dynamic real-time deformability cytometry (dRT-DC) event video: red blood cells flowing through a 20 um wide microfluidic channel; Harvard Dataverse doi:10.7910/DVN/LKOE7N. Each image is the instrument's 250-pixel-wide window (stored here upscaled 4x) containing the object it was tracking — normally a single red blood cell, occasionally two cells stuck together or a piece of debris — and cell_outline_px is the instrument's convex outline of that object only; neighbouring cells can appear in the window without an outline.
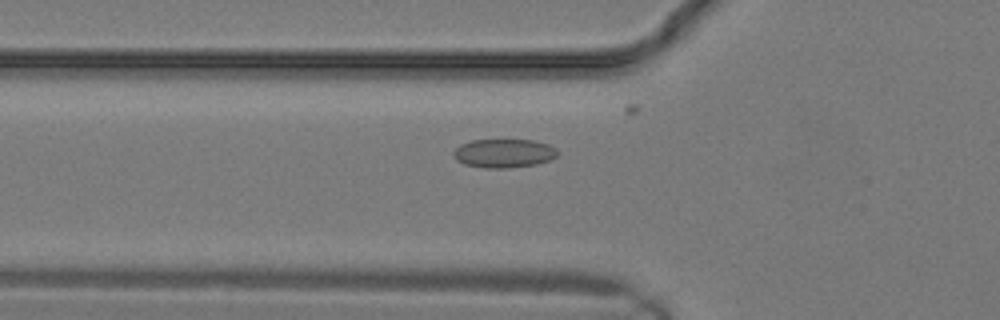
{"species": "common noctule bat (a hibernating species)", "species_latin": "Nyctalus noctula", "temperature_condition": "warm", "stored_images_in_passage": 10, "camera_frame_rate_fps": 3000, "um_per_image_px": 0.085, "animal": {"sex": "male", "body_mass_g": 19.2, "forearm_length_mm": 51.8}, "frame": {"image": 1, "passage_image": 2, "time_ms": 0.333, "image_size_px": [1000, 320], "cell_outline_px": [[560, 152], [556, 156], [548, 160], [536, 164], [508, 168], [484, 168], [464, 164], [456, 160], [452, 152], [460, 144], [472, 140], [532, 140], [548, 144], [556, 148]], "centroid_in_image_um": [42.82, 13.03], "position_along_channel_um": 83.0, "area_um2": 17.46}}
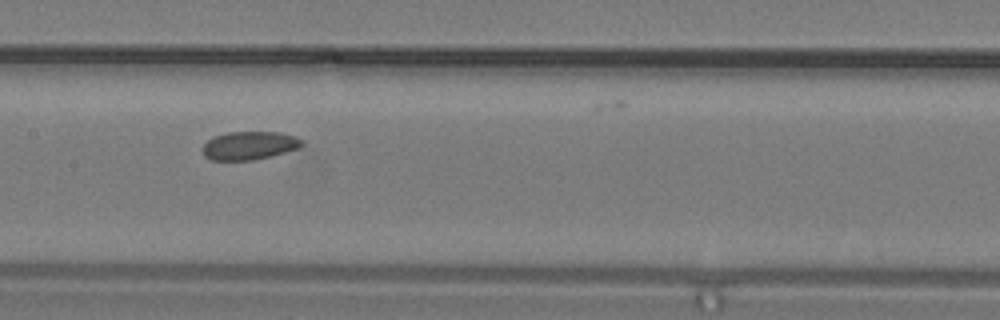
{"frame": {"image": 2, "passage_image": 6, "time_ms": 1.667, "image_size_px": [1000, 320], "cell_outline_px": [[304, 144], [296, 148], [284, 152], [252, 160], [212, 160], [204, 156], [200, 148], [212, 136], [228, 132], [280, 132], [296, 136]], "centroid_in_image_um": [21.12, 12.36], "position_along_channel_um": 186.3, "area_um2": 16.3}}
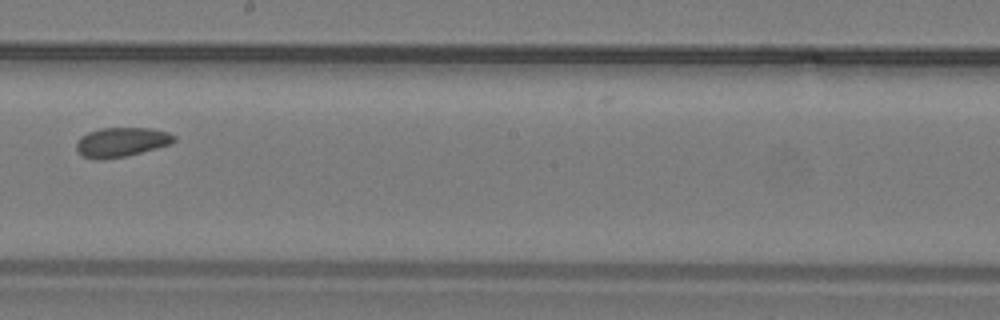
{"frame": {"image": 3, "passage_image": 8, "time_ms": 2.333, "image_size_px": [1000, 320], "cell_outline_px": [[176, 140], [168, 144], [156, 148], [128, 156], [100, 160], [96, 160], [84, 156], [76, 148], [76, 144], [80, 136], [88, 132], [100, 128], [152, 128], [168, 132], [176, 136]], "centroid_in_image_um": [10.32, 12.07], "position_along_channel_um": 237.9, "area_um2": 16.76}}